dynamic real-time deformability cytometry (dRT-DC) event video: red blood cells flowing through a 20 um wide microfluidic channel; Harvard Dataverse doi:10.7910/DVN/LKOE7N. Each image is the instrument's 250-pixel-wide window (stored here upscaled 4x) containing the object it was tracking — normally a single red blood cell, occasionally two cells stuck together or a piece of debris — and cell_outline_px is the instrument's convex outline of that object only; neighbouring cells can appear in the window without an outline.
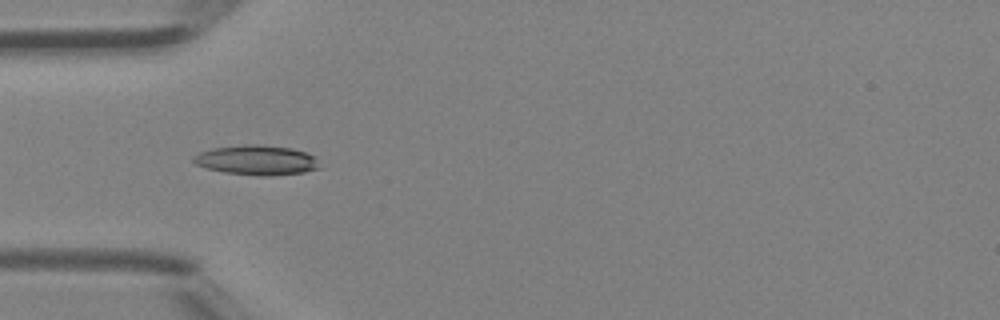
{"species": "Egyptian fruit bat (a non-hibernating species)", "species_latin": "Rousettus aegyptiacus", "temperature_condition": "room temperature", "stored_images_in_passage": 2, "camera_frame_rate_fps": 3000, "um_per_image_px": 0.085, "animal": {"sex": "female"}, "frame": {"image": 1, "passage_image": 2, "time_ms": 0.333, "image_size_px": [1000, 320], "cell_outline_px": [[320, 168], [304, 172], [272, 176], [260, 176], [224, 172], [208, 168], [196, 164], [192, 160], [192, 156], [200, 152], [212, 148], [244, 144], [256, 144], [292, 148], [304, 152], [312, 156]], "centroid_in_image_um": [21.77, 13.61], "position_along_channel_um": 63.2, "area_um2": 21.73}}